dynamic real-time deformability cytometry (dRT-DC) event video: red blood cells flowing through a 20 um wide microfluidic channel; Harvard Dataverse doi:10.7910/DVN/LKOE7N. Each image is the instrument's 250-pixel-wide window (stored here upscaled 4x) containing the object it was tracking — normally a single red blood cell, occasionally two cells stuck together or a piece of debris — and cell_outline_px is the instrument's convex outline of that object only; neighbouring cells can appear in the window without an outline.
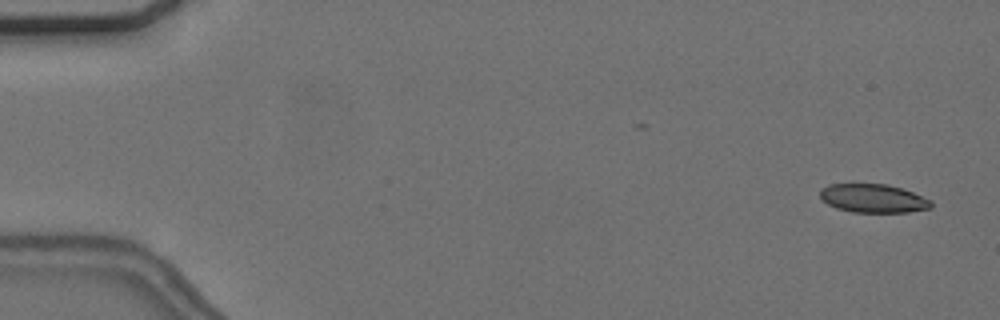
{"species": "common noctule bat (a hibernating species)", "species_latin": "Nyctalus noctula", "temperature_condition": "cold", "stored_images_in_passage": 13, "camera_frame_rate_fps": 3000, "um_per_image_px": 0.085, "animal": {"sex": "female", "body_mass_g": 24.6, "forearm_length_mm": 56.2}, "frame": {"image": 1, "passage_image": 3, "time_ms": 0.667, "image_size_px": [1000, 320], "cell_outline_px": [[932, 208], [908, 212], [852, 212], [836, 208], [820, 200], [820, 188], [828, 184], [852, 180], [888, 184], [912, 192], [932, 200]], "centroid_in_image_um": [74.13, 16.8], "position_along_channel_um": 10.9, "area_um2": 19.48}}